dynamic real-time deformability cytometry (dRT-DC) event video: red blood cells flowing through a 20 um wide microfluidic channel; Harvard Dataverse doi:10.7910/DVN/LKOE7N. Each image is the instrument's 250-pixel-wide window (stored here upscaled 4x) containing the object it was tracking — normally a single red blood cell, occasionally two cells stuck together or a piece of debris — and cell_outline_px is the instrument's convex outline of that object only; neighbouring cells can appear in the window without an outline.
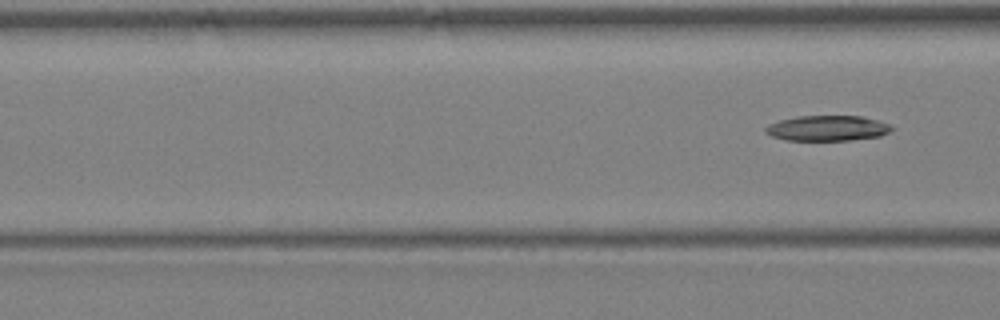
{"species": "Egyptian fruit bat (a non-hibernating species)", "species_latin": "Rousettus aegyptiacus", "temperature_condition": "warm", "stored_images_in_passage": 6, "segment_of_instrument_passage": [2, 2], "camera_frame_rate_fps": 3000, "um_per_image_px": 0.085, "animal": {"sex": "female"}, "frame": {"image": 1, "passage_image": 6, "time_ms": 7.0, "image_size_px": [1000, 320], "cell_outline_px": [[892, 128], [888, 132], [880, 136], [848, 140], [784, 140], [772, 136], [764, 132], [764, 128], [768, 124], [780, 120], [800, 116], [860, 116], [892, 124]], "centroid_in_image_um": [70.3, 10.9], "position_along_channel_um": 96.3, "area_um2": 18.55}}